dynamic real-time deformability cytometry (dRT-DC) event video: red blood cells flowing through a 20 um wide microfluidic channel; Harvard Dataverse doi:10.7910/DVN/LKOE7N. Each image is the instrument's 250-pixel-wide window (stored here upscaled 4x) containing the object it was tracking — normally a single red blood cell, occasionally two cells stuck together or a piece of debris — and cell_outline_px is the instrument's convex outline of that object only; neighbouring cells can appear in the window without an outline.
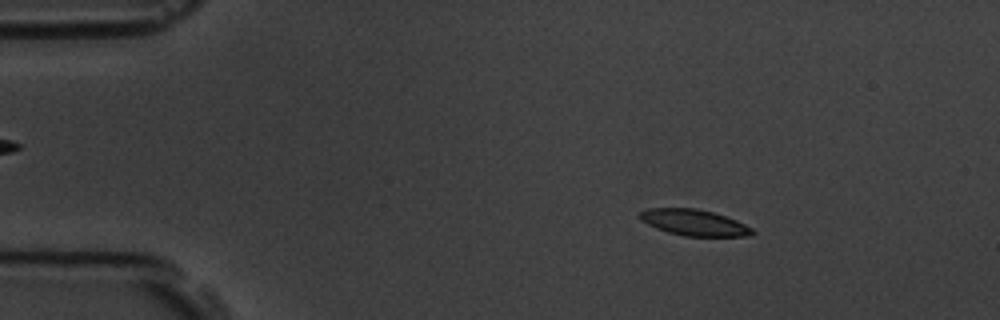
{"species": "common noctule bat (a hibernating species)", "species_latin": "Nyctalus noctula", "temperature_condition": "room temperature", "stored_images_in_passage": 4, "camera_frame_rate_fps": 3000, "um_per_image_px": 0.085, "animal": {"sex": "male", "body_mass_g": 19.5, "forearm_length_mm": 54.6}, "frame": {"image": 1, "passage_image": 2, "time_ms": 1.0, "image_size_px": [1000, 320], "cell_outline_px": [[756, 232], [752, 236], [684, 236], [668, 232], [656, 228], [640, 220], [636, 216], [640, 212], [648, 208], [696, 208], [712, 212], [736, 220], [752, 228]], "centroid_in_image_um": [58.98, 18.92], "position_along_channel_um": 26.0, "area_um2": 17.17}}